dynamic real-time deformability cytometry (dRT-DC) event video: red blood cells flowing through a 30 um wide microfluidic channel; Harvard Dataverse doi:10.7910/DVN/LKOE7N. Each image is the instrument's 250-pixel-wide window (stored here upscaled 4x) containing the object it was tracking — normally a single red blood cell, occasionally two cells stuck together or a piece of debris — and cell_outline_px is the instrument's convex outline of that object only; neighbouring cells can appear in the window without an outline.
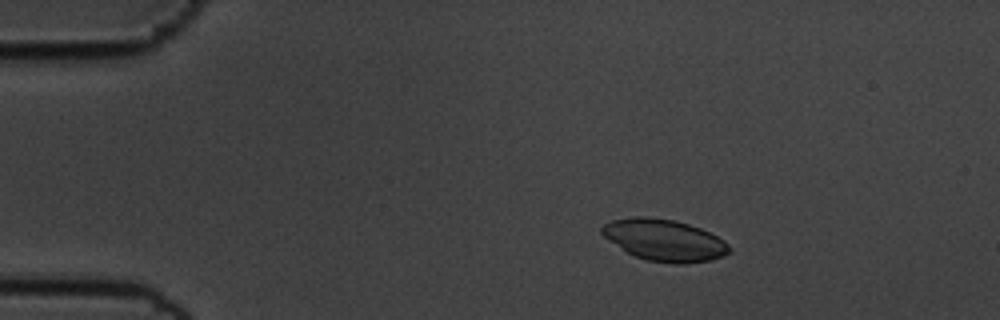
{"species": "common noctule bat (a hibernating species)", "species_latin": "Nyctalus noctula", "temperature_condition": "cold", "stored_images_in_passage": 48, "camera_frame_rate_fps": 3000, "um_per_image_px": 0.085, "animal": {"sex": "male", "body_mass_g": 19.5, "forearm_length_mm": 54.6}, "frame": {"image": 1, "passage_image": 1, "time_ms": 0.0, "image_size_px": [1000, 320], "cell_outline_px": [[732, 252], [724, 256], [712, 260], [684, 264], [676, 264], [648, 260], [636, 256], [628, 252], [604, 236], [600, 232], [600, 228], [604, 224], [612, 220], [636, 216], [648, 216], [676, 220], [700, 228], [724, 240], [732, 248]], "centroid_in_image_um": [56.51, 20.41], "position_along_channel_um": 28.5, "area_um2": 30.92}}
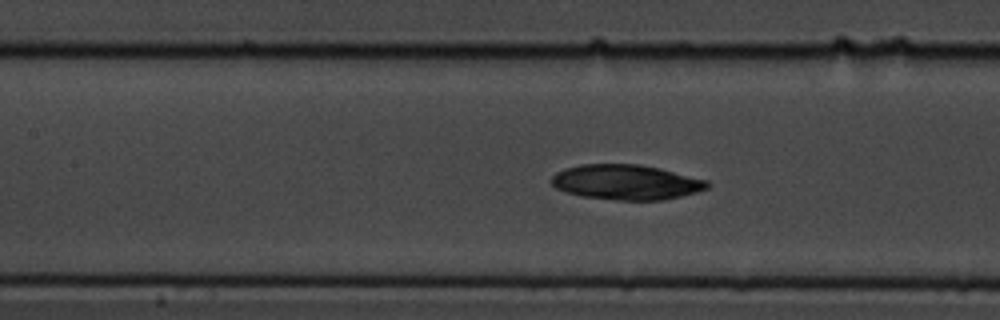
{"frame": {"image": 2, "passage_image": 17, "time_ms": 5.333, "image_size_px": [1000, 320], "cell_outline_px": [[712, 184], [708, 188], [696, 192], [664, 200], [616, 200], [584, 196], [568, 192], [556, 188], [552, 184], [552, 176], [556, 172], [564, 168], [580, 164], [636, 164], [660, 168], [708, 180]], "centroid_in_image_um": [53.25, 15.48], "position_along_channel_um": 154.1, "area_um2": 31.79}}
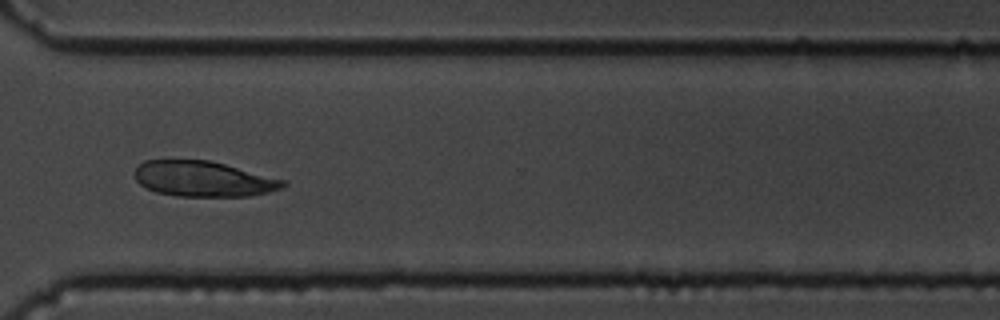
{"frame": {"image": 3, "passage_image": 34, "time_ms": 11.0, "image_size_px": [1000, 320], "cell_outline_px": [[288, 184], [284, 188], [268, 192], [248, 196], [176, 196], [156, 192], [140, 184], [136, 180], [132, 172], [144, 160], [208, 160], [288, 180]], "centroid_in_image_um": [17.31, 15.21], "position_along_channel_um": 353.3, "area_um2": 30.81}}